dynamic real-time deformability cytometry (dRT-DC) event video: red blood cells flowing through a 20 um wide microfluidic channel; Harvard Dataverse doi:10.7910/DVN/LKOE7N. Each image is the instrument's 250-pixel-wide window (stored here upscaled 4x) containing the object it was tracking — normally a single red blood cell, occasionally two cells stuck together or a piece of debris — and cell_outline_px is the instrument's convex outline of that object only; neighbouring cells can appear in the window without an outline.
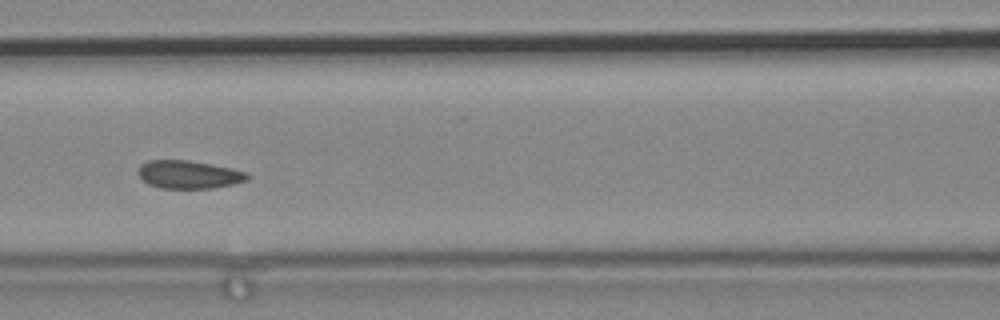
{"species": "common noctule bat (a hibernating species)", "species_latin": "Nyctalus noctula", "temperature_condition": "cold", "stored_images_in_passage": 11, "camera_frame_rate_fps": 3000, "um_per_image_px": 0.085, "animal": {"sex": "male", "body_mass_g": 19.2, "forearm_length_mm": 51.8}, "frame": {"image": 1, "passage_image": 7, "time_ms": 2.0, "image_size_px": [1000, 320], "cell_outline_px": [[248, 180], [232, 184], [212, 188], [160, 188], [148, 184], [136, 172], [140, 164], [148, 160], [188, 160], [212, 164], [248, 172]], "centroid_in_image_um": [16.02, 14.83], "position_along_channel_um": 150.6, "area_um2": 17.86}}
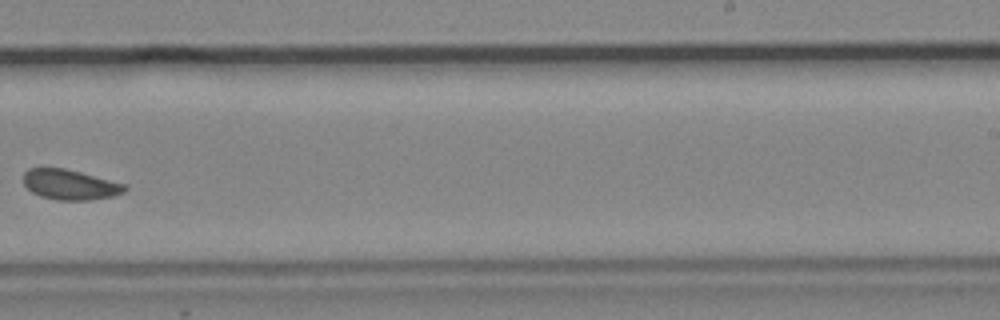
{"frame": {"image": 2, "passage_image": 10, "time_ms": 3.0, "image_size_px": [1000, 320], "cell_outline_px": [[128, 188], [124, 192], [116, 196], [88, 200], [56, 200], [40, 196], [32, 192], [24, 184], [24, 172], [28, 168], [64, 168], [128, 184]], "centroid_in_image_um": [6.0, 15.7], "position_along_channel_um": 283.0, "area_um2": 17.98}}
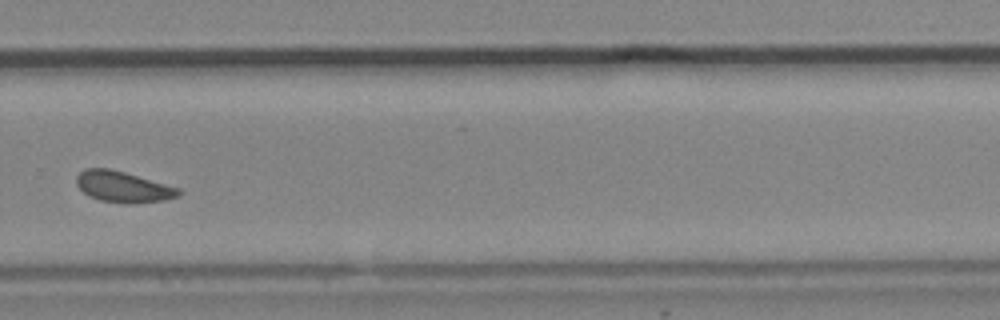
{"frame": {"image": 3, "passage_image": 11, "time_ms": 3.333, "image_size_px": [1000, 320], "cell_outline_px": [[180, 196], [164, 200], [132, 204], [124, 204], [100, 200], [88, 196], [76, 184], [76, 176], [84, 168], [108, 168], [124, 172], [180, 188]], "centroid_in_image_um": [10.45, 15.89], "position_along_channel_um": 319.4, "area_um2": 18.5}}